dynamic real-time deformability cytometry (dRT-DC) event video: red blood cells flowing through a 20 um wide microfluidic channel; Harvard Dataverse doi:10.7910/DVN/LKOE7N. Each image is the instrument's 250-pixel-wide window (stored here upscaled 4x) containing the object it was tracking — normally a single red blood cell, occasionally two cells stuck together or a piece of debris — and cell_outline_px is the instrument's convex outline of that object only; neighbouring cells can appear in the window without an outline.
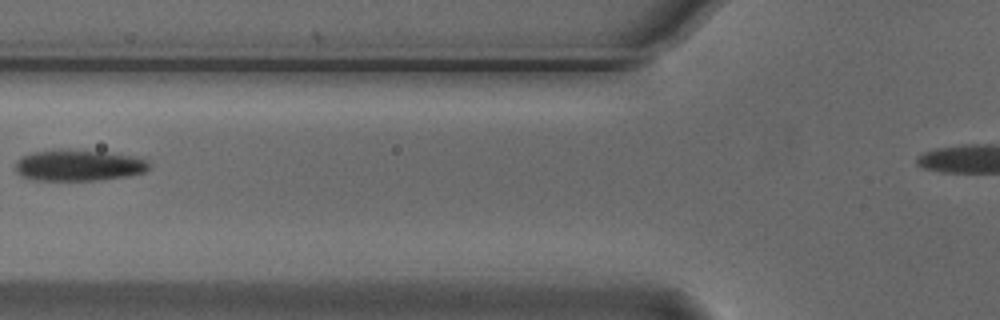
{"species": "Egyptian fruit bat (a non-hibernating species)", "species_latin": "Rousettus aegyptiacus", "temperature_condition": "cold", "stored_images_in_passage": 4, "camera_frame_rate_fps": 3000, "um_per_image_px": 0.085, "animal": {"sex": "male"}, "frame": {"image": 1, "passage_image": 3, "time_ms": 0.667, "image_size_px": [1000, 320], "cell_outline_px": [[152, 164], [144, 172], [128, 176], [100, 180], [32, 180], [20, 176], [16, 172], [16, 160], [20, 156], [32, 152], [60, 148], [104, 152], [132, 156], [148, 160]], "centroid_in_image_um": [6.64, 14.05], "position_along_channel_um": 119.2, "area_um2": 24.68}}
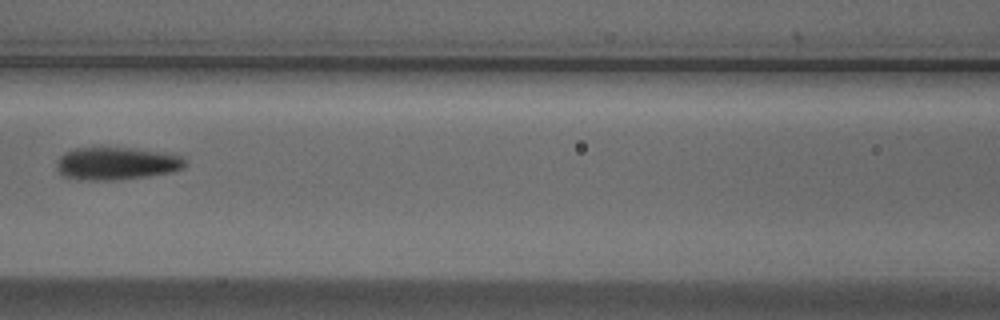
{"frame": {"image": 2, "passage_image": 4, "time_ms": 1.0, "image_size_px": [1000, 320], "cell_outline_px": [[184, 168], [172, 172], [148, 176], [116, 180], [88, 180], [64, 176], [56, 168], [56, 160], [64, 152], [76, 148], [132, 148], [160, 152], [180, 156], [184, 160]], "centroid_in_image_um": [9.87, 13.9], "position_along_channel_um": 156.7, "area_um2": 24.22}}